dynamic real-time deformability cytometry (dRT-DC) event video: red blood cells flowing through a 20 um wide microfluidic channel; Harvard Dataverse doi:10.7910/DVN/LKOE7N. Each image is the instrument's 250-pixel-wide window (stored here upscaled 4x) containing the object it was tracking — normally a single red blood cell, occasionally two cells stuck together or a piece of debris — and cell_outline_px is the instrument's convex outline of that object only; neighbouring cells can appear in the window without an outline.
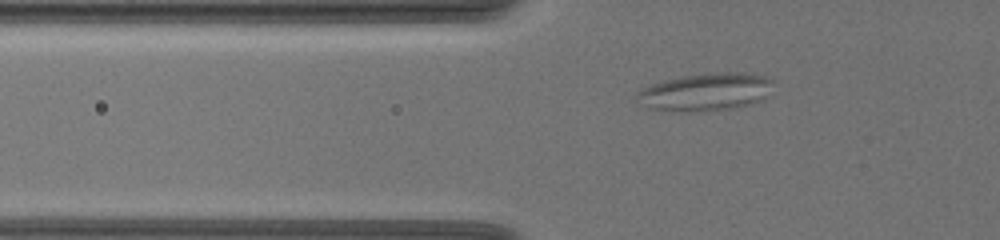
{"species": "common noctule bat (a hibernating species)", "species_latin": "Nyctalus noctula", "temperature_condition": "warm", "stored_images_in_passage": 55, "segment_of_instrument_passage": [1, 2], "camera_frame_rate_fps": 3000, "um_per_image_px": 0.085, "animal": {"sex": "female", "body_mass_g": 19.5, "forearm_length_mm": 54.1}, "frame": {"image": 1, "passage_image": 19, "time_ms": 6.0, "image_size_px": [1000, 240], "cell_outline_px": [[776, 80], [772, 96], [764, 100], [752, 104], [732, 108], [688, 112], [684, 112], [648, 108], [636, 96], [636, 92], [652, 84], [684, 76], [720, 72], [744, 72], [768, 76]], "centroid_in_image_um": [60.16, 7.81], "position_along_channel_um": 65.6, "area_um2": 30.29}}
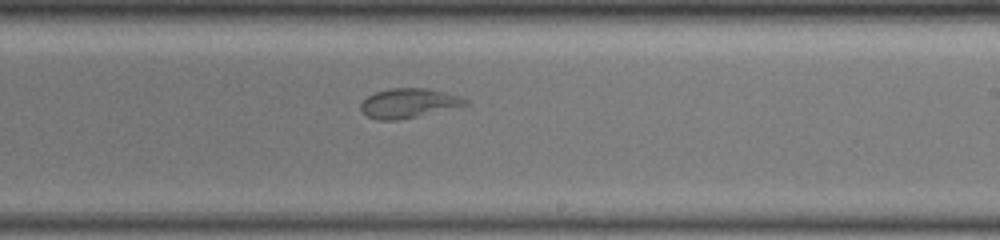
{"frame": {"image": 2, "passage_image": 36, "time_ms": 11.667, "image_size_px": [1000, 240], "cell_outline_px": [[472, 104], [416, 116], [396, 120], [376, 120], [368, 116], [360, 108], [360, 104], [368, 96], [376, 92], [388, 88], [428, 88], [460, 96], [468, 100]], "centroid_in_image_um": [34.76, 8.76], "position_along_channel_um": 254.2, "area_um2": 17.86}}
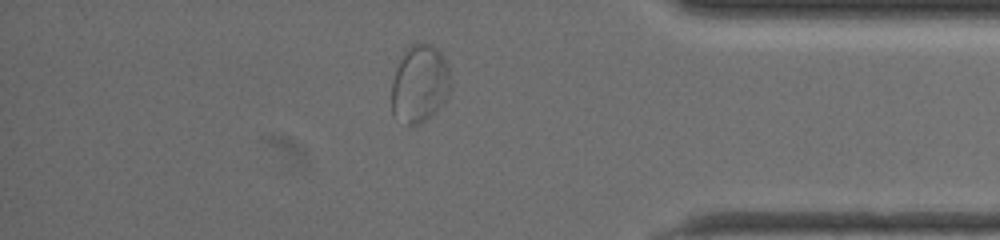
{"frame": {"image": 3, "passage_image": 50, "time_ms": 16.333, "image_size_px": [1000, 240], "cell_outline_px": [[452, 88], [444, 100], [424, 120], [416, 124], [404, 124], [392, 112], [392, 80], [396, 68], [404, 48], [412, 44], [432, 44], [440, 52], [448, 68], [452, 84]], "centroid_in_image_um": [35.65, 7.08], "position_along_channel_um": 399.5, "area_um2": 26.41}}